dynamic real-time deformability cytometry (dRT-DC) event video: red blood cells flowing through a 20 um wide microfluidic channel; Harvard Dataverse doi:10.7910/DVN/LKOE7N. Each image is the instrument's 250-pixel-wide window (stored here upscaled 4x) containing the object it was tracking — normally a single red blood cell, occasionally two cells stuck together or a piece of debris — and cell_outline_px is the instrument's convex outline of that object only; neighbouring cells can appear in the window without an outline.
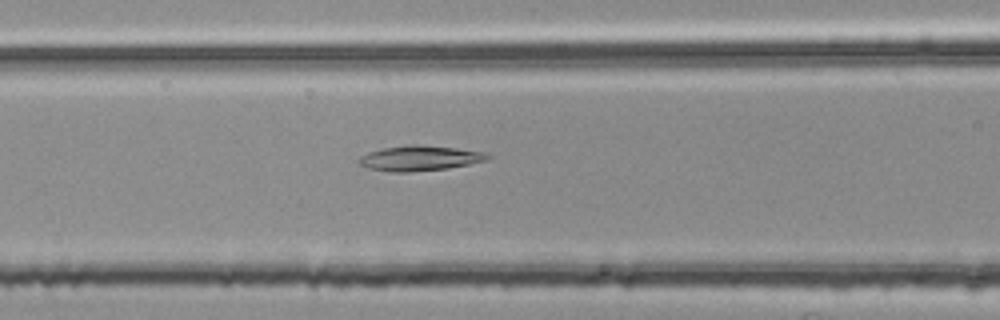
{"species": "common noctule bat (a hibernating species)", "species_latin": "Nyctalus noctula", "temperature_condition": "room temperature", "stored_images_in_passage": 41, "camera_frame_rate_fps": 3000, "um_per_image_px": 0.085, "animal": {"sex": "female", "body_mass_g": 25.1}, "frame": {"image": 1, "passage_image": 9, "time_ms": 2.667, "image_size_px": [1000, 320], "cell_outline_px": [[488, 156], [484, 160], [468, 164], [448, 168], [408, 172], [392, 172], [368, 168], [360, 164], [360, 156], [368, 152], [384, 148], [408, 144], [416, 144], [456, 148], [488, 152]], "centroid_in_image_um": [35.65, 13.44], "position_along_channel_um": 130.9, "area_um2": 18.61}}
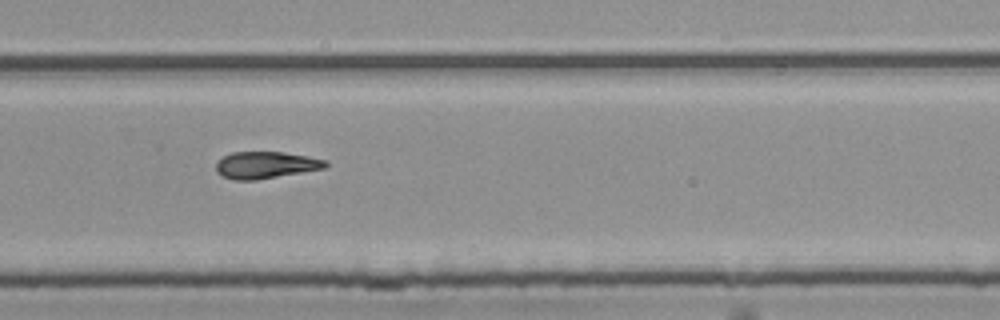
{"frame": {"image": 2, "passage_image": 23, "time_ms": 7.333, "image_size_px": [1000, 320], "cell_outline_px": [[328, 164], [324, 168], [256, 180], [236, 180], [224, 176], [216, 168], [216, 164], [224, 156], [232, 152], [284, 152], [308, 156], [328, 160]], "centroid_in_image_um": [22.63, 14.01], "position_along_channel_um": 307.2, "area_um2": 16.88}}
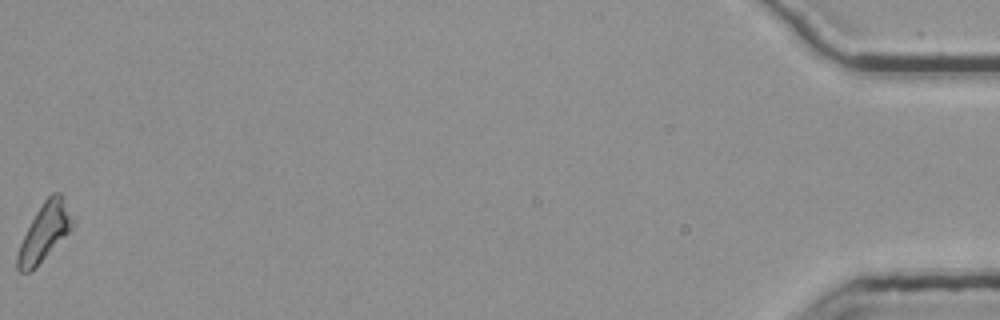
{"frame": {"image": 3, "passage_image": 41, "time_ms": 13.333, "image_size_px": [1000, 320], "cell_outline_px": [[72, 224], [68, 232], [28, 272], [20, 272], [16, 268], [16, 256], [20, 244], [36, 212], [44, 200], [52, 192], [60, 192], [64, 196], [72, 220]], "centroid_in_image_um": [3.74, 19.68], "position_along_channel_um": 431.5, "area_um2": 17.4}}